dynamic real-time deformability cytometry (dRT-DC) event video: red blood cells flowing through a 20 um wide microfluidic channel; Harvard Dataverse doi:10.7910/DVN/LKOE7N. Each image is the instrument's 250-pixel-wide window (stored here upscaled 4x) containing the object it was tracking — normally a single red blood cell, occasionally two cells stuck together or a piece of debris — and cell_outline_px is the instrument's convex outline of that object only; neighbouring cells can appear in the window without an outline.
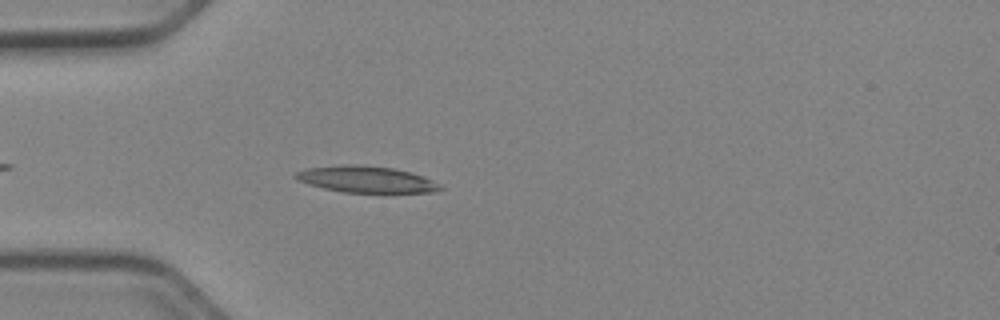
{"species": "Egyptian fruit bat (a non-hibernating species)", "species_latin": "Rousettus aegyptiacus", "temperature_condition": "cold", "stored_images_in_passage": 18, "camera_frame_rate_fps": 3000, "um_per_image_px": 0.085, "animal": {"sex": "female"}, "frame": {"image": 1, "passage_image": 5, "time_ms": 1.333, "image_size_px": [1000, 320], "cell_outline_px": [[444, 188], [436, 192], [344, 192], [324, 188], [308, 184], [292, 176], [296, 172], [308, 168], [344, 164], [356, 164], [392, 168], [424, 176], [440, 184]], "centroid_in_image_um": [31.14, 15.24], "position_along_channel_um": 53.9, "area_um2": 22.08}}
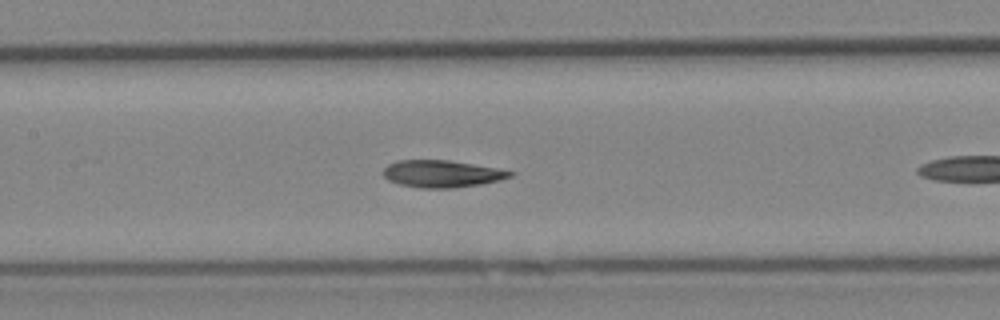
{"frame": {"image": 2, "passage_image": 11, "time_ms": 3.333, "image_size_px": [1000, 320], "cell_outline_px": [[516, 172], [512, 176], [500, 180], [480, 184], [452, 188], [420, 188], [400, 184], [388, 180], [384, 176], [384, 168], [388, 164], [396, 160], [448, 160], [496, 168]], "centroid_in_image_um": [37.55, 14.77], "position_along_channel_um": 169.8, "area_um2": 19.94}}
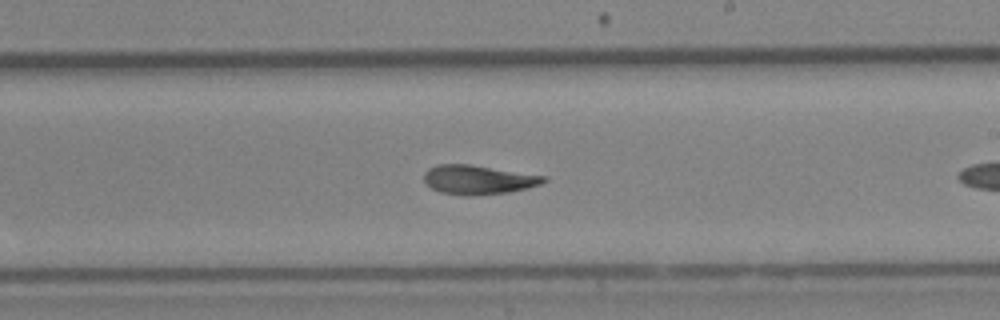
{"frame": {"image": 3, "passage_image": 17, "time_ms": 5.333, "image_size_px": [1000, 320], "cell_outline_px": [[548, 180], [540, 184], [508, 192], [468, 196], [440, 192], [432, 188], [424, 180], [424, 172], [428, 168], [436, 164], [468, 164], [544, 176]], "centroid_in_image_um": [40.59, 15.27], "position_along_channel_um": 248.4, "area_um2": 20.0}}